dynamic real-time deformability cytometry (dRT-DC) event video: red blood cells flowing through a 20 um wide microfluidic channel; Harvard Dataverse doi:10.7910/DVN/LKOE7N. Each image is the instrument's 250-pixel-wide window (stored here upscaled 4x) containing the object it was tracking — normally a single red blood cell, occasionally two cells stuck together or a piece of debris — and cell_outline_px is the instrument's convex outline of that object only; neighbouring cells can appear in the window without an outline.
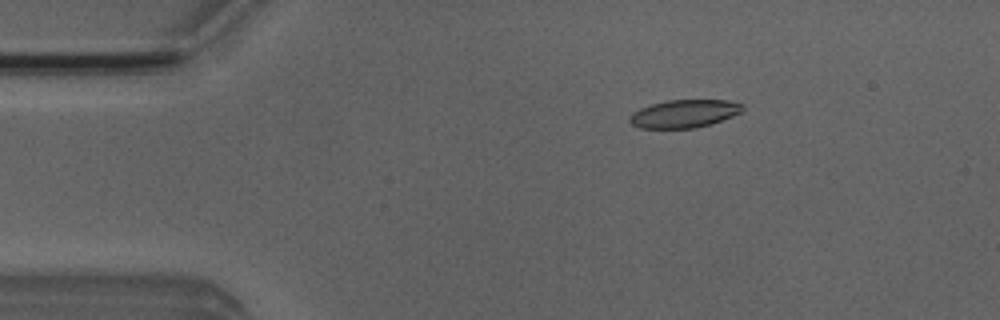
{"species": "Egyptian fruit bat (a non-hibernating species)", "species_latin": "Rousettus aegyptiacus", "temperature_condition": "room temperature", "stored_images_in_passage": 6, "camera_frame_rate_fps": 3000, "um_per_image_px": 0.085, "animal": {"sex": "male"}, "frame": {"image": 1, "passage_image": 6, "time_ms": 6.333, "image_size_px": [1000, 320], "cell_outline_px": [[744, 108], [740, 112], [732, 116], [696, 128], [640, 128], [632, 124], [628, 120], [628, 116], [632, 112], [640, 108], [652, 104], [668, 100], [728, 100], [744, 104]], "centroid_in_image_um": [58.13, 9.65], "position_along_channel_um": 26.9, "area_um2": 18.32}}